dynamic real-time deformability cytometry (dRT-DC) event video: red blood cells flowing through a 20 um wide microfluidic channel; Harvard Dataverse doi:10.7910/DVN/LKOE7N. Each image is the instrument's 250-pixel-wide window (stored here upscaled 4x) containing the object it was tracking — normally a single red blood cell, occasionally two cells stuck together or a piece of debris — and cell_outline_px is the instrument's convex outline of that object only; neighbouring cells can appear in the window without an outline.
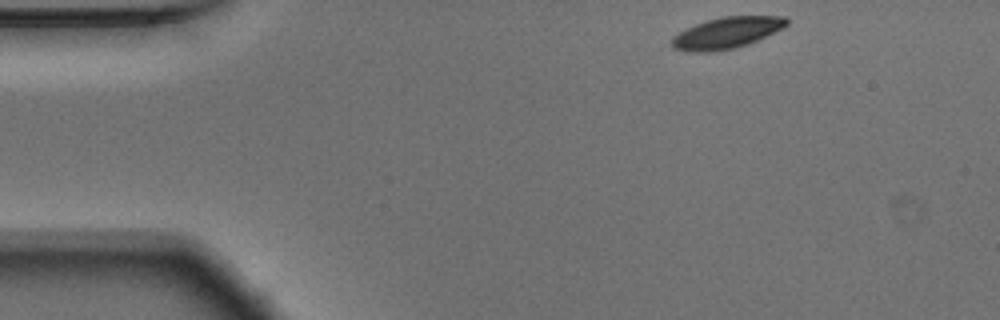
{"species": "Egyptian fruit bat (a non-hibernating species)", "species_latin": "Rousettus aegyptiacus", "temperature_condition": "warm", "stored_images_in_passage": 48, "camera_frame_rate_fps": 3000, "um_per_image_px": 0.085, "animal": {"sex": "male"}, "frame": {"image": 1, "passage_image": 1, "time_ms": 0.0, "image_size_px": [1000, 320], "cell_outline_px": [[788, 24], [784, 28], [748, 44], [732, 48], [708, 52], [696, 52], [672, 48], [672, 36], [696, 24], [708, 20], [724, 16], [788, 16]], "centroid_in_image_um": [61.81, 2.78], "position_along_channel_um": 23.2, "area_um2": 20.69}}
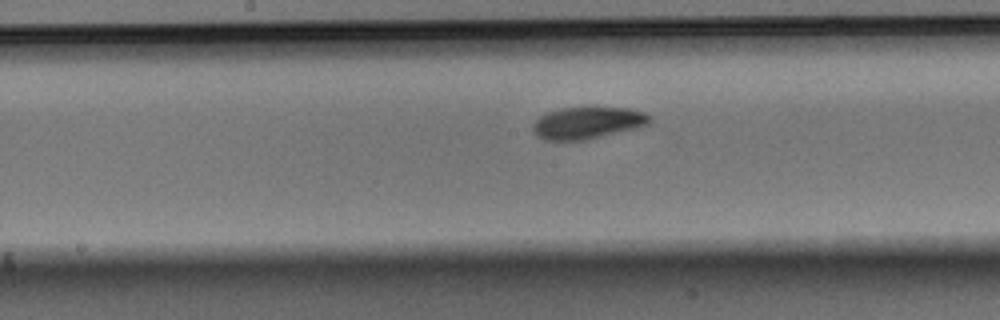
{"frame": {"image": 2, "passage_image": 21, "time_ms": 6.667, "image_size_px": [1000, 320], "cell_outline_px": [[652, 120], [648, 124], [640, 128], [584, 140], [544, 140], [536, 136], [532, 132], [532, 124], [540, 116], [548, 112], [560, 108], [628, 108], [648, 112], [652, 116]], "centroid_in_image_um": [49.98, 10.45], "position_along_channel_um": 198.2, "area_um2": 22.02}}
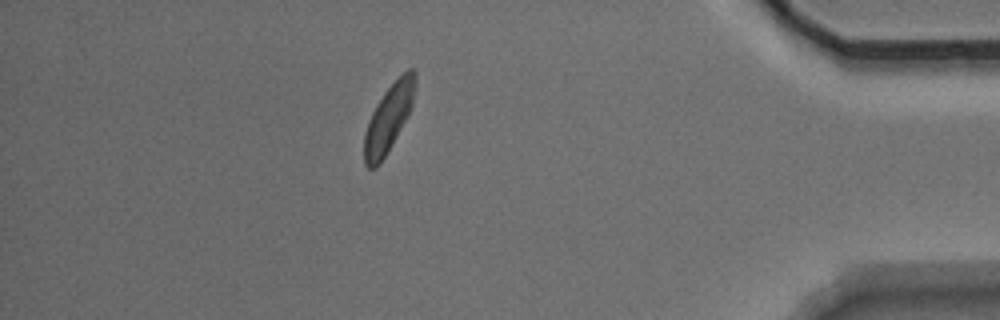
{"frame": {"image": 3, "passage_image": 41, "time_ms": 13.333, "image_size_px": [1000, 320], "cell_outline_px": [[416, 76], [412, 104], [408, 116], [380, 164], [376, 168], [368, 168], [364, 164], [364, 132], [368, 120], [376, 104], [384, 92], [408, 68], [412, 68], [416, 72]], "centroid_in_image_um": [33.01, 10.06], "position_along_channel_um": 402.2, "area_um2": 19.77}, "authors_computed_cell_mechanics": {"area_um2": 21.0103, "velocity_mm_per_s": 3.7158, "shape_relaxation_time_tau1_ms": 2.0016, "shape_relaxation_time_tau2_ms": 8.034, "deformation_change_tau1": 0.1069, "deformation_change_tau2": 0.1535}}